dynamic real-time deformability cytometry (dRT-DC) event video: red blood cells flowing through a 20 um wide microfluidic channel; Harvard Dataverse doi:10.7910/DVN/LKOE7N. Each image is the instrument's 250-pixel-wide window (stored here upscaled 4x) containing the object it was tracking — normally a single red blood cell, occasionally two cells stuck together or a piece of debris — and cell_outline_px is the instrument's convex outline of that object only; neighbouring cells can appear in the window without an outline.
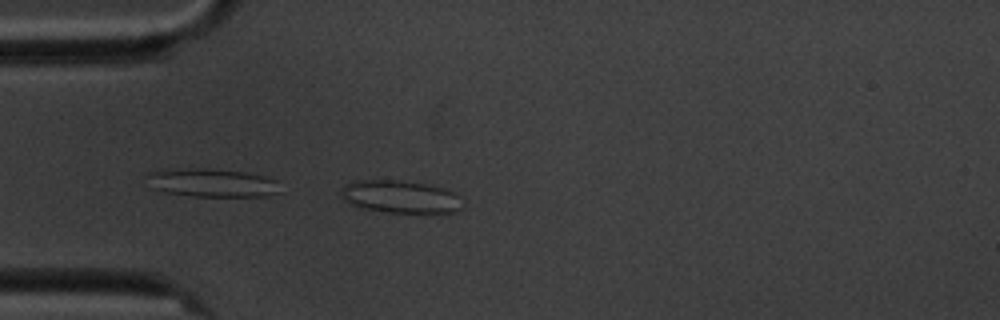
{"species": "common noctule bat (a hibernating species)", "species_latin": "Nyctalus noctula", "temperature_condition": "cold", "stored_images_in_passage": 5, "camera_frame_rate_fps": 3000, "um_per_image_px": 0.085, "animal": {"sex": "male", "body_mass_g": 20.1, "forearm_length_mm": 53.5}, "frame": {"image": 1, "passage_image": 4, "time_ms": 4.333, "image_size_px": [1000, 320], "cell_outline_px": [[460, 208], [456, 212], [388, 212], [364, 208], [348, 204], [340, 196], [340, 188], [344, 184], [356, 180], [396, 180], [424, 184], [440, 188], [452, 192], [460, 196]], "centroid_in_image_um": [33.93, 16.71], "position_along_channel_um": 51.1, "area_um2": 22.83}}